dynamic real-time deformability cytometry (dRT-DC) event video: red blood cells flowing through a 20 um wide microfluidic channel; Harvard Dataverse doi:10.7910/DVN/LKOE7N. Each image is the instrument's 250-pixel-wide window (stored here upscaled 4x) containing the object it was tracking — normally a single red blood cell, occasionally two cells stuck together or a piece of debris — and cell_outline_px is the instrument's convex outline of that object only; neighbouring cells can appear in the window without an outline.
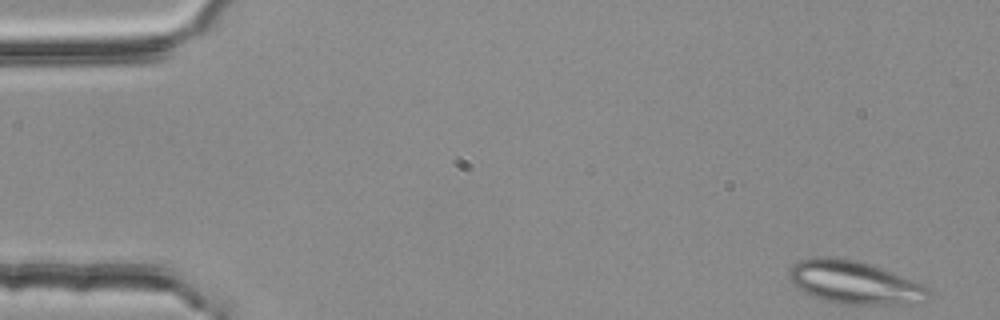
{"species": "common noctule bat (a hibernating species)", "species_latin": "Nyctalus noctula", "temperature_condition": "room temperature", "stored_images_in_passage": 4, "camera_frame_rate_fps": 3000, "um_per_image_px": 0.085, "animal": {"sex": "female", "body_mass_g": 25.1}, "frame": {"image": 1, "passage_image": 1, "time_ms": 0.0, "image_size_px": [1000, 320], "cell_outline_px": [[928, 300], [908, 304], [844, 304], [828, 300], [804, 292], [792, 284], [788, 272], [792, 264], [800, 260], [820, 256], [824, 256], [856, 260], [880, 268], [924, 284], [928, 288]], "centroid_in_image_um": [72.62, 24.0], "position_along_channel_um": 12.4, "area_um2": 34.45}}